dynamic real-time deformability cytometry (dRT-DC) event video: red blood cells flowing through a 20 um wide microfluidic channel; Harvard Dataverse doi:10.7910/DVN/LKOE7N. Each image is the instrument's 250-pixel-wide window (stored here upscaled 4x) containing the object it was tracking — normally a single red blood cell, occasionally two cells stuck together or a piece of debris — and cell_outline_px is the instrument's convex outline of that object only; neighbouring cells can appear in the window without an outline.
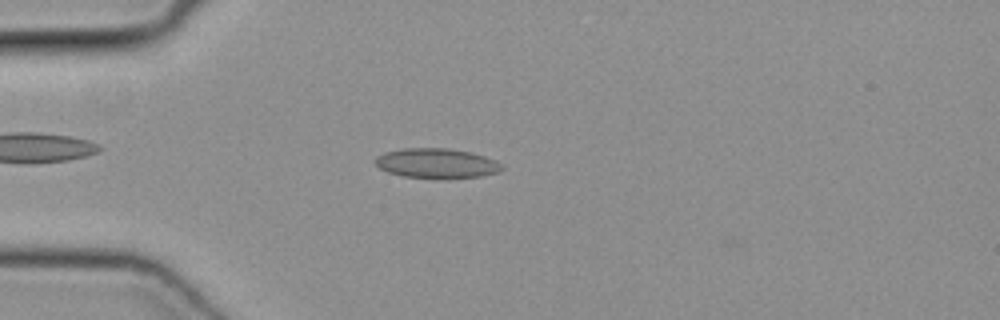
{"species": "common noctule bat (a hibernating species)", "species_latin": "Nyctalus noctula", "temperature_condition": "cold", "stored_images_in_passage": 5, "camera_frame_rate_fps": 3000, "um_per_image_px": 0.085, "animal": {"sex": "female", "body_mass_g": 19.3, "forearm_length_mm": 54.1}, "frame": {"image": 1, "passage_image": 2, "time_ms": 0.333, "image_size_px": [1000, 320], "cell_outline_px": [[504, 168], [496, 172], [480, 176], [404, 176], [388, 172], [380, 168], [372, 160], [376, 156], [384, 152], [404, 148], [448, 148], [472, 152], [484, 156], [500, 164]], "centroid_in_image_um": [37.04, 13.83], "position_along_channel_um": 48.0, "area_um2": 21.15}}